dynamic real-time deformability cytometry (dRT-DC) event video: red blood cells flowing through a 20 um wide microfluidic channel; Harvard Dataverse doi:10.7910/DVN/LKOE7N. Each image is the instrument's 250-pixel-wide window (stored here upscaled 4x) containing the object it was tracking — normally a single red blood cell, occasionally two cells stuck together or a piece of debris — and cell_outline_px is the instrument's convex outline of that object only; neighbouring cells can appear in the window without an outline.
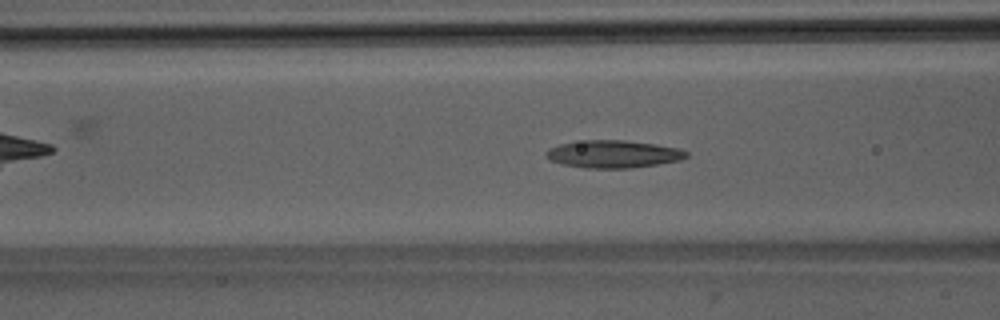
{"species": "Egyptian fruit bat (a non-hibernating species)", "species_latin": "Rousettus aegyptiacus", "temperature_condition": "room temperature", "stored_images_in_passage": 46, "camera_frame_rate_fps": 3000, "um_per_image_px": 0.085, "animal": {"sex": "male"}, "frame": {"image": 1, "passage_image": 14, "time_ms": 4.333, "image_size_px": [1000, 320], "cell_outline_px": [[688, 156], [680, 160], [656, 164], [628, 168], [584, 168], [560, 164], [548, 160], [544, 152], [548, 148], [560, 144], [584, 140], [624, 140], [652, 144], [676, 148], [688, 152]], "centroid_in_image_um": [52.04, 13.1], "position_along_channel_um": 114.6, "area_um2": 22.43}}
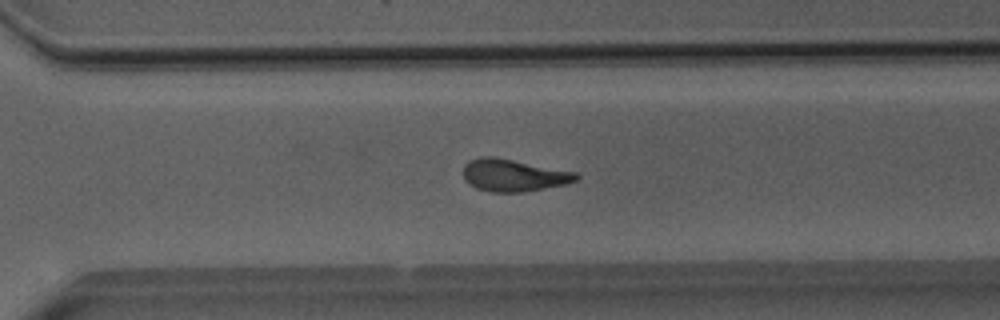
{"frame": {"image": 2, "passage_image": 30, "time_ms": 9.667, "image_size_px": [1000, 320], "cell_outline_px": [[580, 176], [576, 180], [564, 184], [524, 192], [492, 192], [476, 188], [468, 184], [464, 180], [464, 164], [480, 156], [492, 156], [576, 172]], "centroid_in_image_um": [43.62, 14.9], "position_along_channel_um": 327.0, "area_um2": 21.04}}
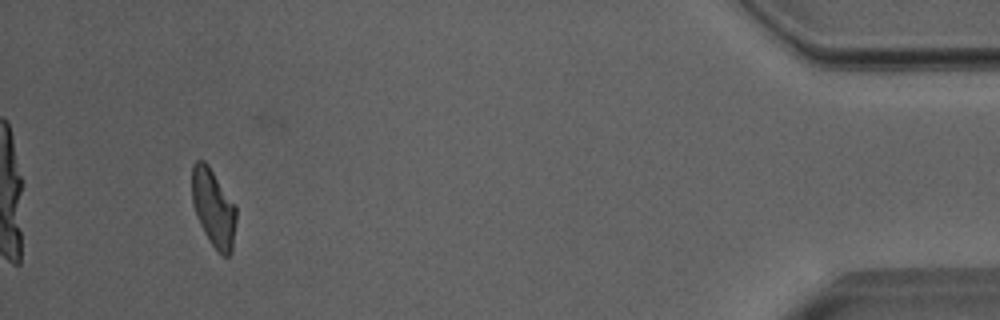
{"frame": {"image": 3, "passage_image": 42, "time_ms": 13.667, "image_size_px": [1000, 320], "cell_outline_px": [[236, 220], [232, 252], [228, 256], [224, 256], [208, 240], [200, 224], [192, 204], [192, 164], [196, 160], [204, 160], [208, 164], [236, 208]], "centroid_in_image_um": [18.13, 17.66], "position_along_channel_um": 417.1, "area_um2": 19.77}, "authors_computed_cell_mechanics": {"area_um2": 21.3571, "velocity_mm_per_s": 3.9865, "shape_relaxation_time_tau1_ms": 7.2891, "shape_relaxation_time_tau2_ms": 3.2888, "deformation_change_tau1": 0.2202, "deformation_change_tau2": 0.1368}}